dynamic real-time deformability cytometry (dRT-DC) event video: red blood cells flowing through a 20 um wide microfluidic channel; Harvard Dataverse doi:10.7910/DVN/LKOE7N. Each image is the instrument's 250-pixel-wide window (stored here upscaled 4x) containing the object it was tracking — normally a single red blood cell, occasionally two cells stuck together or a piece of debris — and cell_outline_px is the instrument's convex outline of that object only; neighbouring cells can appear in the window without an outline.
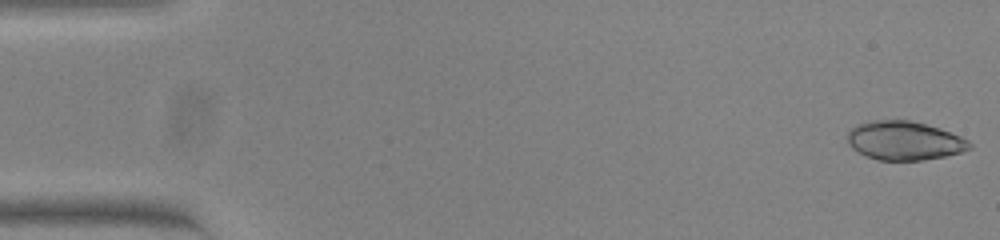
{"species": "common noctule bat (a hibernating species)", "species_latin": "Nyctalus noctula", "temperature_condition": "warm", "stored_images_in_passage": 53, "camera_frame_rate_fps": 3000, "um_per_image_px": 0.085, "animal": {"sex": "female", "body_mass_g": 23.0, "forearm_length_mm": 53.4}, "frame": {"image": 1, "passage_image": 1, "time_ms": 0.0, "image_size_px": [1000, 240], "cell_outline_px": [[972, 148], [960, 152], [944, 156], [924, 160], [876, 160], [852, 148], [848, 144], [848, 132], [856, 124], [872, 120], [908, 120], [940, 128], [960, 136], [968, 140], [972, 144]], "centroid_in_image_um": [76.87, 11.95], "position_along_channel_um": 8.1, "area_um2": 27.51}}
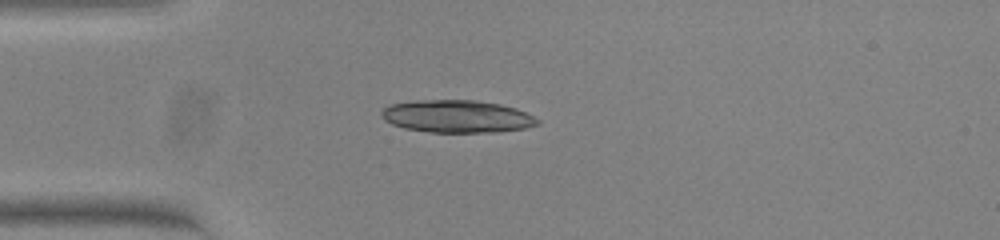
{"frame": {"image": 2, "passage_image": 14, "time_ms": 4.333, "image_size_px": [1000, 240], "cell_outline_px": [[540, 124], [524, 128], [496, 132], [432, 132], [404, 128], [392, 124], [384, 120], [380, 116], [380, 112], [388, 104], [416, 100], [476, 100], [500, 104], [516, 108], [540, 120]], "centroid_in_image_um": [38.81, 9.88], "position_along_channel_um": 46.2, "area_um2": 29.65}}